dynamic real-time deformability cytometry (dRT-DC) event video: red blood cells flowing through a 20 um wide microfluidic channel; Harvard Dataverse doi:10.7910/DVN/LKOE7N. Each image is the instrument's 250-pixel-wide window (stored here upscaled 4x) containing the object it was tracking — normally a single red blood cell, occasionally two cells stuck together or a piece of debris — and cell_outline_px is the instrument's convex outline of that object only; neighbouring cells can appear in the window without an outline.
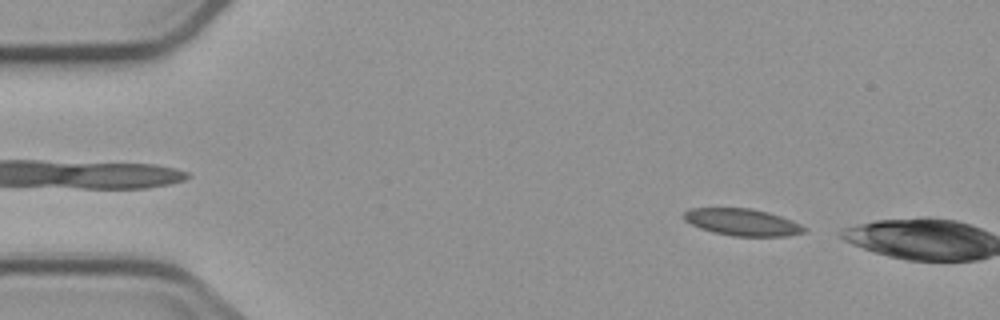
{"species": "common noctule bat (a hibernating species)", "species_latin": "Nyctalus noctula", "temperature_condition": "cold", "stored_images_in_passage": 2, "camera_frame_rate_fps": 3000, "um_per_image_px": 0.085, "animal": {"sex": "male", "body_mass_g": 23.1, "forearm_length_mm": 52.7}, "frame": {"image": 1, "passage_image": 2, "time_ms": 1.0, "image_size_px": [1000, 320], "cell_outline_px": [[808, 228], [804, 232], [788, 236], [732, 236], [712, 232], [700, 228], [684, 220], [684, 212], [688, 208], [752, 208], [768, 212], [792, 220]], "centroid_in_image_um": [63.1, 18.88], "position_along_channel_um": 21.9, "area_um2": 18.96}}